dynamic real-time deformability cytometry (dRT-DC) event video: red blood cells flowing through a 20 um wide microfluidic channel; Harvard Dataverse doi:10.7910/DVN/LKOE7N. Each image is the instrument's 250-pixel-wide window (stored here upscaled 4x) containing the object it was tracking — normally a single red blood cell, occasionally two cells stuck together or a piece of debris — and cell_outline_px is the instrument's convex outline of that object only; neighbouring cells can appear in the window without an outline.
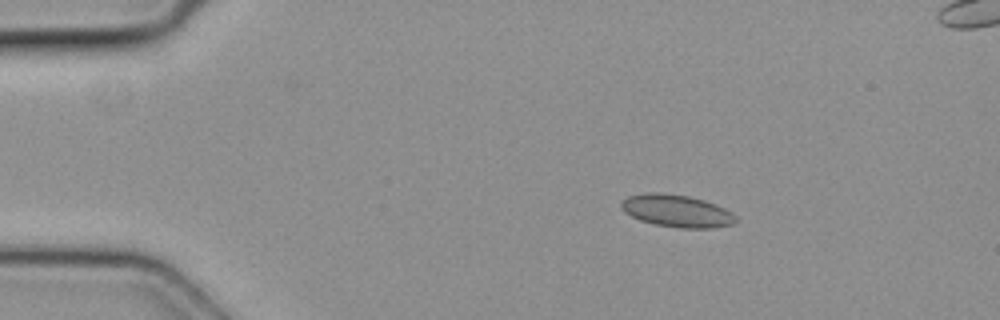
{"species": "common noctule bat (a hibernating species)", "species_latin": "Nyctalus noctula", "temperature_condition": "cold", "stored_images_in_passage": 3, "camera_frame_rate_fps": 3000, "um_per_image_px": 0.085, "animal": {"sex": "female", "body_mass_g": 19.3, "forearm_length_mm": 54.1}, "frame": {"image": 1, "passage_image": 1, "time_ms": 0.0, "image_size_px": [1000, 320], "cell_outline_px": [[736, 220], [732, 224], [712, 228], [680, 228], [656, 224], [640, 220], [624, 212], [620, 208], [620, 200], [628, 196], [644, 192], [656, 192], [688, 196], [704, 200], [724, 208], [732, 212], [736, 216]], "centroid_in_image_um": [57.48, 17.92], "position_along_channel_um": 27.5, "area_um2": 21.62}}